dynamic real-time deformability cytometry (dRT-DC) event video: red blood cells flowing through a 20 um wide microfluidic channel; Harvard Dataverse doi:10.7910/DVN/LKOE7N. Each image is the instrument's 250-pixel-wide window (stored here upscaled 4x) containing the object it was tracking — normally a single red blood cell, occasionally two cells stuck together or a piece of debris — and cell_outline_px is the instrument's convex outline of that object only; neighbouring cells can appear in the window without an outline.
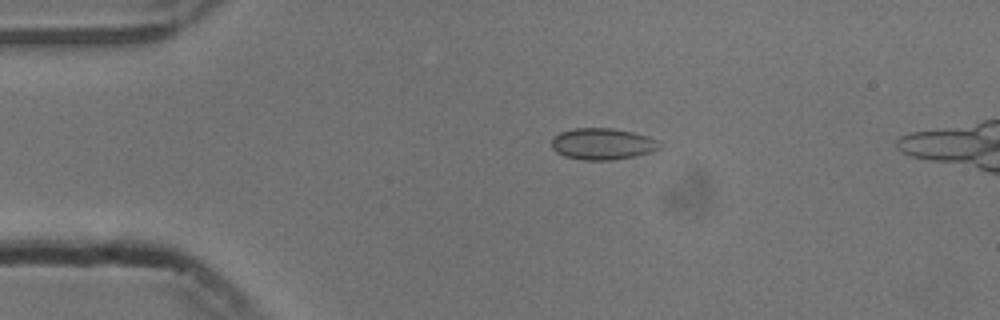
{"species": "common noctule bat (a hibernating species)", "species_latin": "Nyctalus noctula", "temperature_condition": "cold", "stored_images_in_passage": 43, "camera_frame_rate_fps": 3000, "um_per_image_px": 0.085, "animal": {"sex": "male", "body_mass_g": 13.3}, "frame": {"image": 1, "passage_image": 1, "time_ms": 0.0, "image_size_px": [1000, 320], "cell_outline_px": [[660, 148], [652, 152], [636, 156], [612, 160], [584, 160], [564, 156], [556, 152], [552, 148], [552, 140], [560, 132], [576, 128], [612, 128], [632, 132], [648, 136], [656, 140], [660, 144]], "centroid_in_image_um": [51.22, 12.24], "position_along_channel_um": 33.8, "area_um2": 19.77}}
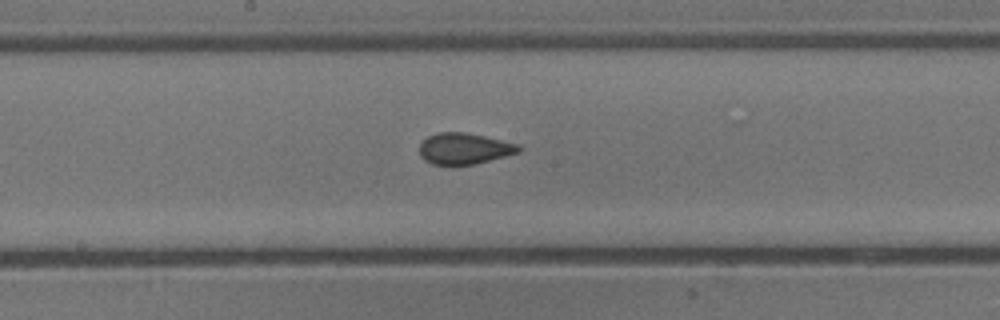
{"frame": {"image": 2, "passage_image": 18, "time_ms": 5.667, "image_size_px": [1000, 320], "cell_outline_px": [[524, 148], [520, 152], [476, 164], [432, 164], [424, 160], [420, 156], [420, 144], [428, 136], [436, 132], [464, 132], [484, 136], [520, 144]], "centroid_in_image_um": [39.49, 12.62], "position_along_channel_um": 208.7, "area_um2": 18.09}}
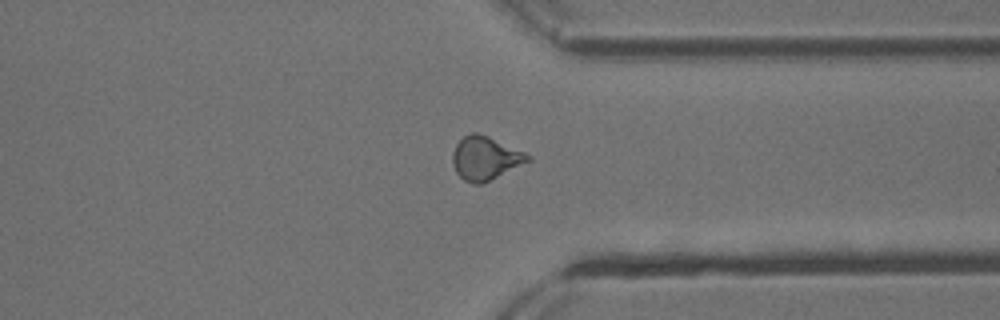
{"frame": {"image": 3, "passage_image": 31, "time_ms": 10.0, "image_size_px": [1000, 320], "cell_outline_px": [[532, 160], [480, 184], [476, 184], [464, 180], [456, 172], [452, 164], [452, 152], [456, 144], [464, 136], [472, 132], [476, 132], [488, 136], [524, 152], [532, 156]], "centroid_in_image_um": [41.23, 13.43], "position_along_channel_um": 370.2, "area_um2": 18.84}, "authors_computed_cell_mechanics": {"area_um2": 18.207, "velocity_mm_per_s": 3.7788, "shape_relaxation_time_tau1_ms": 4.61, "shape_relaxation_time_tau2_ms": null, "deformation_change_tau1": 0.0914, "deformation_change_tau2": null}}